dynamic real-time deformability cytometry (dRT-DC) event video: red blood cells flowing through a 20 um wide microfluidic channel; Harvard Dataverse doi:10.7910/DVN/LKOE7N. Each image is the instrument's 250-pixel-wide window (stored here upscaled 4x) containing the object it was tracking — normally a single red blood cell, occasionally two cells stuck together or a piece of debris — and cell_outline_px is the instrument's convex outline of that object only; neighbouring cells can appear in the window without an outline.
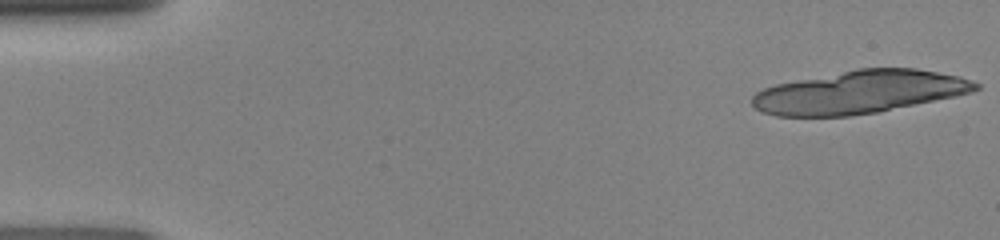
{"species": "human", "species_latin": "Homo sapiens", "temperature_condition": "room temperature", "stored_images_in_passage": 17, "camera_frame_rate_fps": 3000, "um_per_image_px": 0.085, "donor": {"sex": "female"}, "frame": {"image": 1, "passage_image": 1, "time_ms": 0.0, "image_size_px": [1000, 240], "cell_outline_px": [[980, 88], [972, 92], [876, 112], [848, 116], [776, 116], [764, 112], [756, 108], [752, 104], [752, 96], [756, 92], [764, 88], [776, 84], [856, 68], [916, 68], [960, 76], [972, 80], [980, 84]], "centroid_in_image_um": [73.05, 7.81], "position_along_channel_um": 12.0, "area_um2": 55.49}}